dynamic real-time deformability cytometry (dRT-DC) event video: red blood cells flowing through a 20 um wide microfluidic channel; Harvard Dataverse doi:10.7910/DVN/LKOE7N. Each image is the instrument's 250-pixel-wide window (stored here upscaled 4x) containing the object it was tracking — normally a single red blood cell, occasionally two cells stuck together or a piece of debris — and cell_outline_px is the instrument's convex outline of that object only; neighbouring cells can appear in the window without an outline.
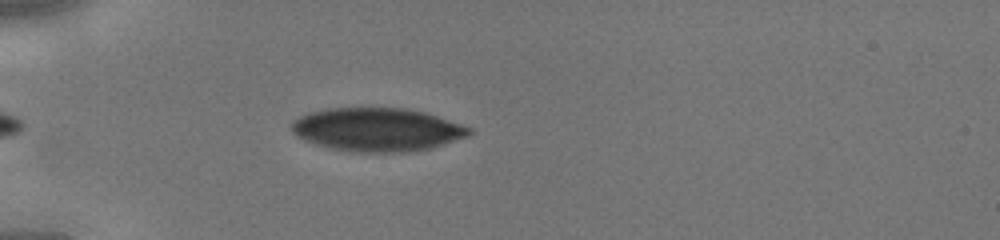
{"species": "human", "species_latin": "Homo sapiens", "temperature_condition": "cold", "stored_images_in_passage": 34, "camera_frame_rate_fps": 3000, "um_per_image_px": 0.085, "donor": {"sex": "male"}, "frame": {"image": 1, "passage_image": 4, "time_ms": 1.0, "image_size_px": [1000, 240], "cell_outline_px": [[472, 132], [468, 136], [432, 148], [412, 152], [356, 152], [332, 148], [316, 144], [304, 140], [296, 136], [292, 132], [292, 120], [308, 112], [324, 108], [408, 108], [424, 112], [472, 128]], "centroid_in_image_um": [32.04, 11.01], "position_along_channel_um": 53.0, "area_um2": 45.03}}
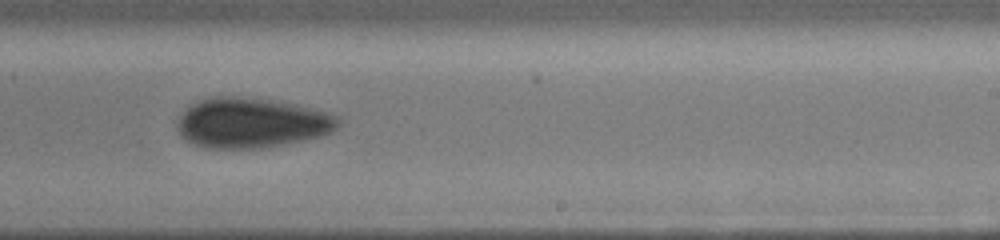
{"frame": {"image": 2, "passage_image": 19, "time_ms": 6.0, "image_size_px": [1000, 240], "cell_outline_px": [[340, 124], [332, 132], [324, 136], [284, 144], [260, 148], [204, 148], [184, 140], [180, 136], [176, 128], [176, 116], [184, 108], [200, 100], [212, 96], [240, 96], [272, 100], [312, 108], [328, 112], [340, 116]], "centroid_in_image_um": [21.34, 10.44], "position_along_channel_um": 267.7, "area_um2": 47.69}}
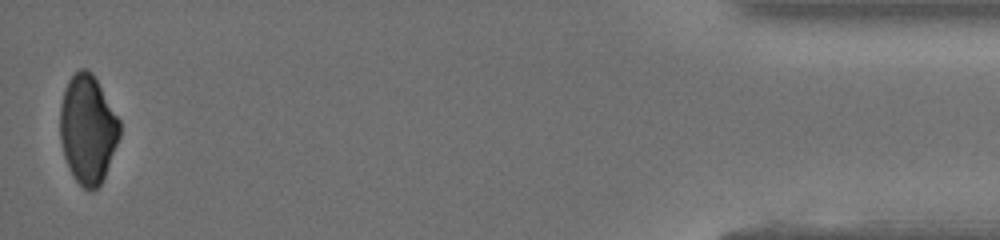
{"frame": {"image": 3, "passage_image": 34, "time_ms": 11.0, "image_size_px": [1000, 240], "cell_outline_px": [[120, 136], [104, 180], [92, 192], [88, 192], [72, 176], [64, 156], [60, 140], [60, 104], [64, 88], [68, 80], [80, 68], [88, 68], [92, 72], [120, 120]], "centroid_in_image_um": [7.46, 11.0], "position_along_channel_um": 427.7, "area_um2": 38.09}}